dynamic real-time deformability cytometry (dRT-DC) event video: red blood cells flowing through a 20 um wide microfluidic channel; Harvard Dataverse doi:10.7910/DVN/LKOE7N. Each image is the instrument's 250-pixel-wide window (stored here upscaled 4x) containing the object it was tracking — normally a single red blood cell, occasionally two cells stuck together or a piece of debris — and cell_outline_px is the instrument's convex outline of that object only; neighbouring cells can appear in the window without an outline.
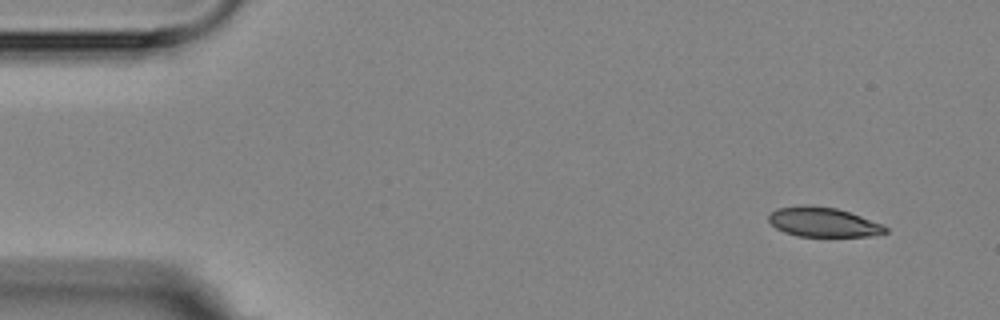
{"species": "Egyptian fruit bat (a non-hibernating species)", "species_latin": "Rousettus aegyptiacus", "temperature_condition": "room temperature", "stored_images_in_passage": 5, "camera_frame_rate_fps": 3000, "um_per_image_px": 0.085, "animal": {"sex": "female"}, "frame": {"image": 1, "passage_image": 1, "time_ms": 0.0, "image_size_px": [1000, 320], "cell_outline_px": [[888, 232], [868, 236], [796, 236], [784, 232], [776, 228], [768, 220], [768, 216], [776, 208], [804, 204], [836, 208], [884, 224], [888, 228]], "centroid_in_image_um": [69.96, 18.87], "position_along_channel_um": 15.0, "area_um2": 20.11}}
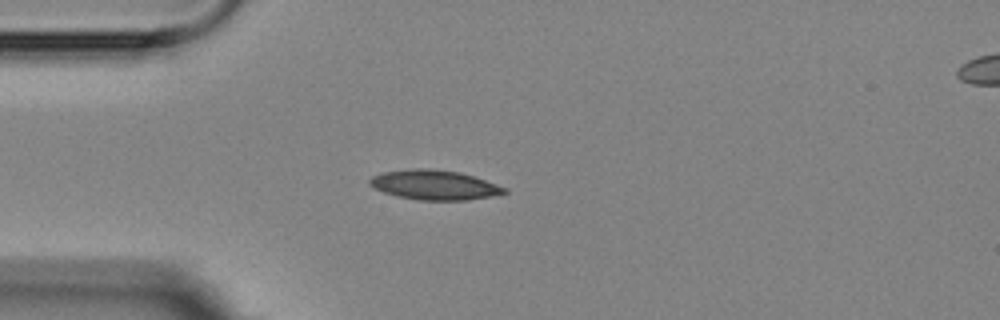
{"frame": {"image": 2, "passage_image": 4, "time_ms": 3.333, "image_size_px": [1000, 320], "cell_outline_px": [[508, 192], [492, 196], [468, 200], [416, 200], [396, 196], [384, 192], [368, 184], [368, 180], [372, 176], [380, 172], [412, 168], [428, 168], [460, 172], [508, 188]], "centroid_in_image_um": [36.89, 15.71], "position_along_channel_um": 48.1, "area_um2": 23.41}}